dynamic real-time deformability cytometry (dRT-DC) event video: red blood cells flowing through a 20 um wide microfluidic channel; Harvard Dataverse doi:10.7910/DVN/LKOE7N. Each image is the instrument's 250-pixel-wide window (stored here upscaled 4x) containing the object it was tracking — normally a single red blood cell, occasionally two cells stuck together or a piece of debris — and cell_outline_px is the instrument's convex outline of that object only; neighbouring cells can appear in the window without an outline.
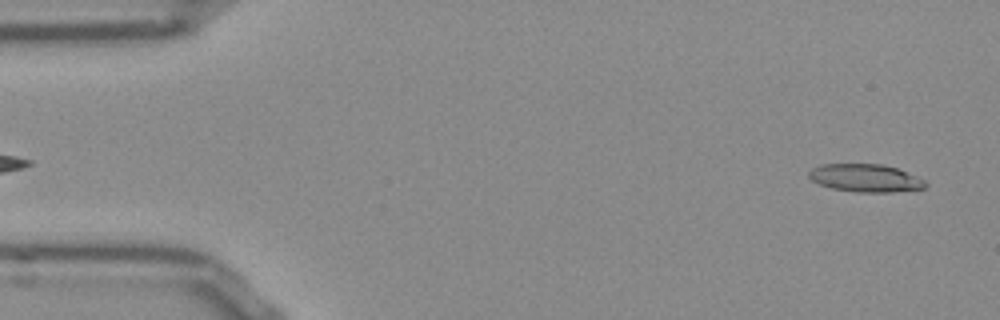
{"species": "Egyptian fruit bat (a non-hibernating species)", "species_latin": "Rousettus aegyptiacus", "temperature_condition": "room temperature", "stored_images_in_passage": 53, "camera_frame_rate_fps": 3000, "um_per_image_px": 0.085, "frame": {"image": 1, "passage_image": 2, "time_ms": 0.333, "image_size_px": [1000, 320], "cell_outline_px": [[928, 184], [924, 188], [892, 192], [856, 192], [832, 188], [820, 184], [812, 180], [808, 176], [808, 172], [812, 168], [820, 164], [884, 164], [896, 168], [916, 176], [924, 180]], "centroid_in_image_um": [73.55, 15.13], "position_along_channel_um": 11.5, "area_um2": 18.84}}
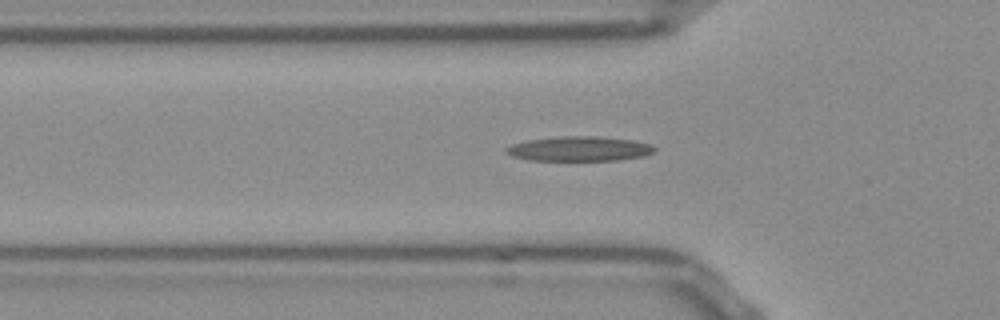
{"frame": {"image": 2, "passage_image": 16, "time_ms": 5.0, "image_size_px": [1000, 320], "cell_outline_px": [[656, 148], [652, 152], [644, 156], [616, 160], [532, 160], [512, 156], [504, 152], [504, 148], [512, 144], [524, 140], [560, 136], [596, 136], [632, 140], [652, 144]], "centroid_in_image_um": [49.2, 12.64], "position_along_channel_um": 76.6, "area_um2": 21.39}}
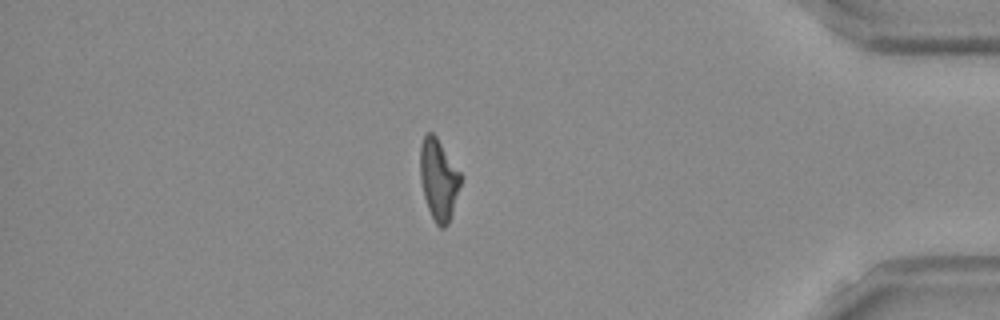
{"frame": {"image": 3, "passage_image": 44, "time_ms": 14.333, "image_size_px": [1000, 320], "cell_outline_px": [[464, 176], [448, 224], [444, 228], [440, 228], [436, 224], [428, 208], [424, 196], [420, 180], [420, 144], [424, 136], [428, 132], [432, 132], [436, 136]], "centroid_in_image_um": [37.3, 15.24], "position_along_channel_um": 397.9, "area_um2": 19.36}, "authors_computed_cell_mechanics": {"area_um2": 19.363, "velocity_mm_per_s": 3.8532, "shape_relaxation_time_tau1_ms": null, "shape_relaxation_time_tau2_ms": 9.7268, "deformation_change_tau1": null, "deformation_change_tau2": 0.2196}}